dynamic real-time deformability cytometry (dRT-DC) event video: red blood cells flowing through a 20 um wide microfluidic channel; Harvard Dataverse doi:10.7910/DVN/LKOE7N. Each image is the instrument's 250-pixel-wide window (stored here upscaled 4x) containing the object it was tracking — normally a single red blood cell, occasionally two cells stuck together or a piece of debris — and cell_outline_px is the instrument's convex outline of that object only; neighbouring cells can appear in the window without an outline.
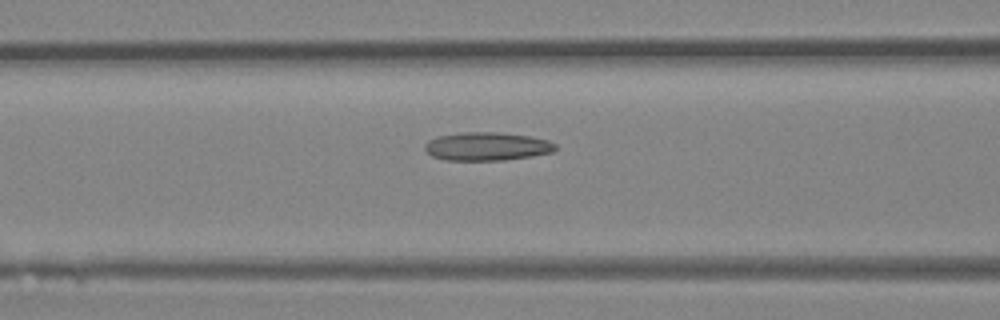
{"species": "Egyptian fruit bat (a non-hibernating species)", "species_latin": "Rousettus aegyptiacus", "temperature_condition": "room temperature", "stored_images_in_passage": 6, "camera_frame_rate_fps": 3000, "um_per_image_px": 0.085, "animal": {"sex": "female"}, "frame": {"image": 1, "passage_image": 6, "time_ms": 1.667, "image_size_px": [1000, 320], "cell_outline_px": [[556, 148], [552, 152], [532, 156], [504, 160], [448, 160], [432, 156], [424, 148], [424, 144], [428, 140], [436, 136], [460, 132], [500, 132], [528, 136], [548, 140], [556, 144]], "centroid_in_image_um": [41.37, 12.43], "position_along_channel_um": 125.2, "area_um2": 21.62}}